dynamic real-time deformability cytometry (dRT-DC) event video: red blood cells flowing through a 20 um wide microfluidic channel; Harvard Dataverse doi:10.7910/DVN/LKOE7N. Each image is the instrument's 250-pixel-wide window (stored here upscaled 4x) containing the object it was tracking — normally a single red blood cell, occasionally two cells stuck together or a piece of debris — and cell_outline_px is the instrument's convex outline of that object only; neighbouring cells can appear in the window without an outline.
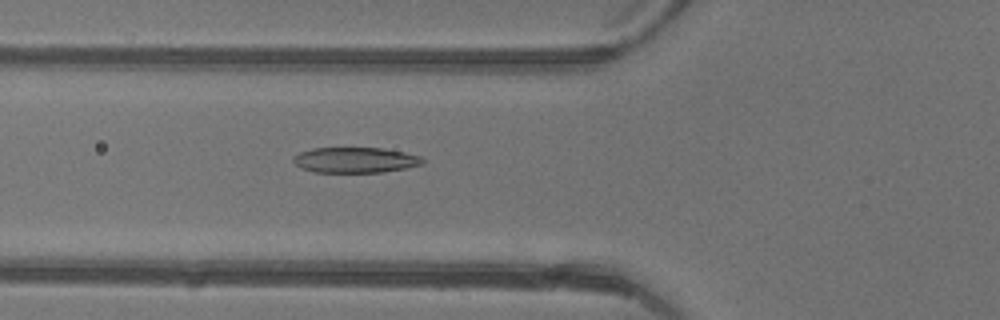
{"species": "common noctule bat (a hibernating species)", "species_latin": "Nyctalus noctula", "temperature_condition": "warm", "stored_images_in_passage": 40, "camera_frame_rate_fps": 3000, "um_per_image_px": 0.085, "animal": {"sex": "female"}, "frame": {"image": 1, "passage_image": 11, "time_ms": 3.333, "image_size_px": [1000, 320], "cell_outline_px": [[424, 164], [408, 168], [384, 172], [316, 172], [300, 168], [292, 160], [292, 156], [300, 152], [312, 148], [384, 148], [404, 152], [420, 156], [424, 160]], "centroid_in_image_um": [30.21, 13.6], "position_along_channel_um": 95.6, "area_um2": 19.36}}
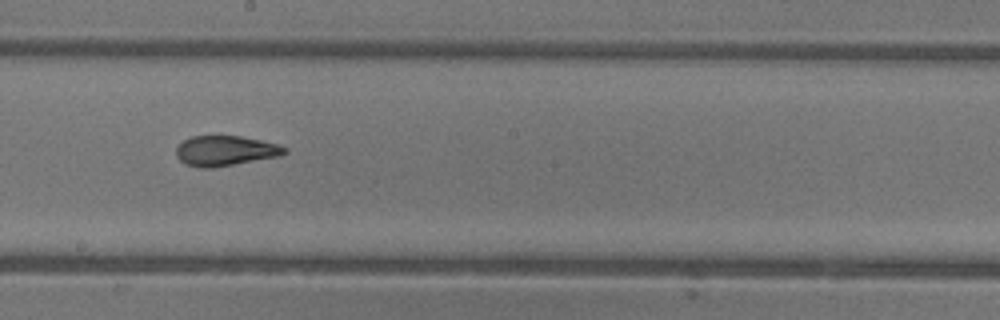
{"frame": {"image": 2, "passage_image": 20, "time_ms": 6.333, "image_size_px": [1000, 320], "cell_outline_px": [[288, 152], [280, 156], [212, 168], [200, 168], [184, 164], [176, 156], [176, 148], [184, 140], [192, 136], [240, 136], [260, 140], [276, 144], [288, 148]], "centroid_in_image_um": [19.15, 12.82], "position_along_channel_um": 229.1, "area_um2": 19.02}}
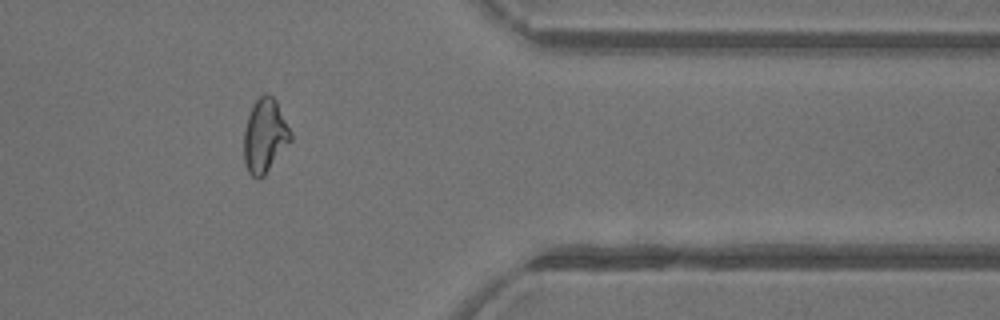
{"frame": {"image": 3, "passage_image": 32, "time_ms": 10.333, "image_size_px": [1000, 320], "cell_outline_px": [[292, 140], [264, 176], [260, 180], [256, 180], [248, 172], [244, 160], [244, 132], [248, 116], [252, 104], [264, 92], [268, 92], [276, 100], [292, 132]], "centroid_in_image_um": [22.52, 11.54], "position_along_channel_um": 388.9, "area_um2": 20.4}, "authors_computed_cell_mechanics": {"area_um2": 20.1433, "velocity_mm_per_s": 4.4214, "shape_relaxation_time_tau1_ms": 9.5016, "shape_relaxation_time_tau2_ms": 1.3066, "deformation_change_tau1": 0.3075, "deformation_change_tau2": 0.0773}}